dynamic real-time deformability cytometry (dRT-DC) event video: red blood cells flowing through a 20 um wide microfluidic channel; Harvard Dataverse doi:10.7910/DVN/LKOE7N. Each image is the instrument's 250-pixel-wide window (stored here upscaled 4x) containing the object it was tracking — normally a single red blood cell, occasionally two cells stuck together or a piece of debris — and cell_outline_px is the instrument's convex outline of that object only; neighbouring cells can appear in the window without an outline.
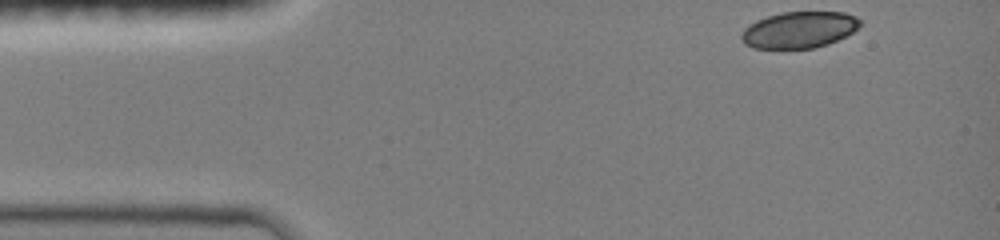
{"species": "common noctule bat (a hibernating species)", "species_latin": "Nyctalus noctula", "temperature_condition": "room temperature", "stored_images_in_passage": 39, "camera_frame_rate_fps": 3000, "um_per_image_px": 0.085, "animal": {"sex": "female", "body_mass_g": 19.0, "forearm_length_mm": 51.5}, "frame": {"image": 1, "passage_image": 1, "time_ms": 0.0, "image_size_px": [1000, 240], "cell_outline_px": [[860, 24], [852, 32], [828, 44], [812, 48], [752, 48], [744, 44], [740, 40], [740, 36], [744, 28], [748, 24], [756, 20], [768, 16], [784, 12], [844, 12], [856, 16], [860, 20]], "centroid_in_image_um": [67.87, 2.53], "position_along_channel_um": 17.1, "area_um2": 25.14}}
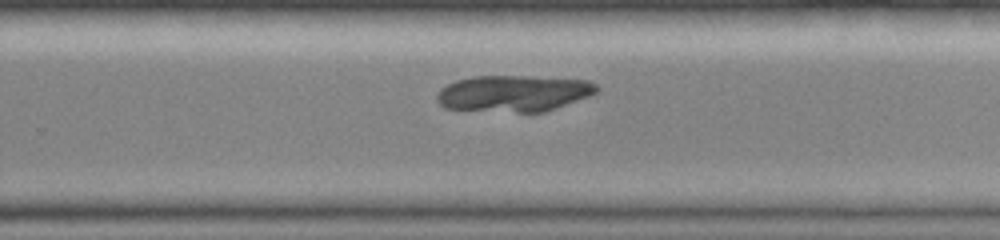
{"frame": {"image": 2, "passage_image": 27, "time_ms": 8.667, "image_size_px": [1000, 240], "cell_outline_px": [[600, 88], [596, 92], [588, 96], [556, 108], [544, 112], [516, 112], [444, 108], [436, 100], [436, 96], [440, 88], [456, 80], [472, 76], [524, 76], [588, 80], [596, 84]], "centroid_in_image_um": [43.64, 7.93], "position_along_channel_um": 286.2, "area_um2": 33.81}}
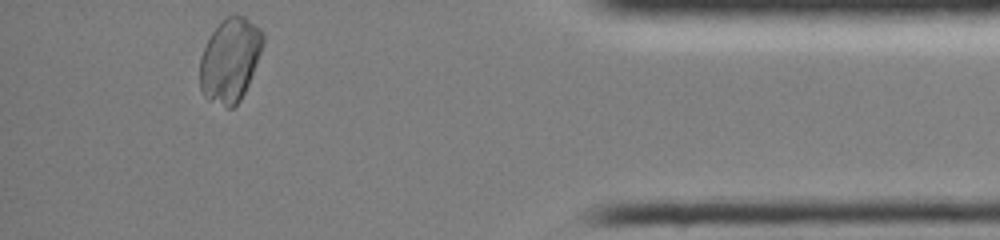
{"frame": {"image": 3, "passage_image": 39, "time_ms": 12.667, "image_size_px": [1000, 240], "cell_outline_px": [[264, 44], [248, 84], [240, 100], [232, 108], [228, 108], [208, 100], [204, 96], [200, 88], [200, 56], [212, 32], [228, 16], [244, 16], [260, 28], [264, 32]], "centroid_in_image_um": [19.56, 5.12], "position_along_channel_um": 415.6, "area_um2": 30.52}}